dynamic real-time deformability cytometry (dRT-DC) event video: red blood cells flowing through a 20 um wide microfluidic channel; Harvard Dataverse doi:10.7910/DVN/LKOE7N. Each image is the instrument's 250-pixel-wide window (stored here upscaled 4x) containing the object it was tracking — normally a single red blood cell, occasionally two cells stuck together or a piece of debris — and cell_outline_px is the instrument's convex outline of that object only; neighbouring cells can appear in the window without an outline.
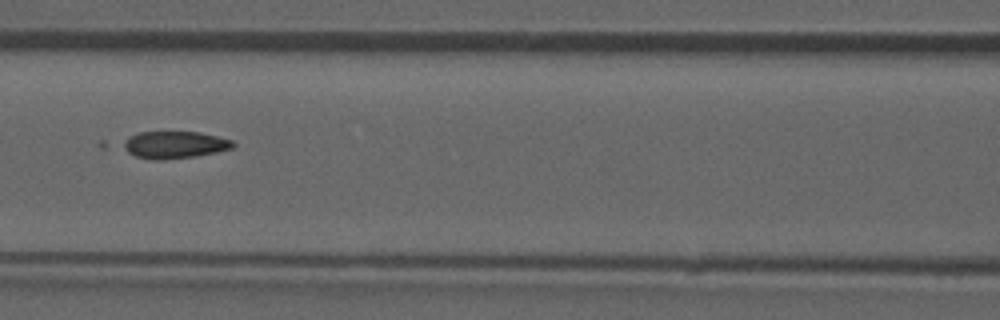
{"species": "common noctule bat (a hibernating species)", "species_latin": "Nyctalus noctula", "temperature_condition": "room temperature", "stored_images_in_passage": 9, "camera_frame_rate_fps": 3000, "um_per_image_px": 0.085, "animal": {"sex": "male", "forearm_length_mm": 52.5}, "frame": {"image": 1, "passage_image": 6, "time_ms": 7.0, "image_size_px": [1000, 320], "cell_outline_px": [[236, 144], [232, 148], [216, 152], [196, 156], [164, 160], [152, 160], [100, 148], [96, 144], [100, 140], [136, 132], [200, 132], [232, 140]], "centroid_in_image_um": [14.12, 12.3], "position_along_channel_um": 152.5, "area_um2": 20.23}}
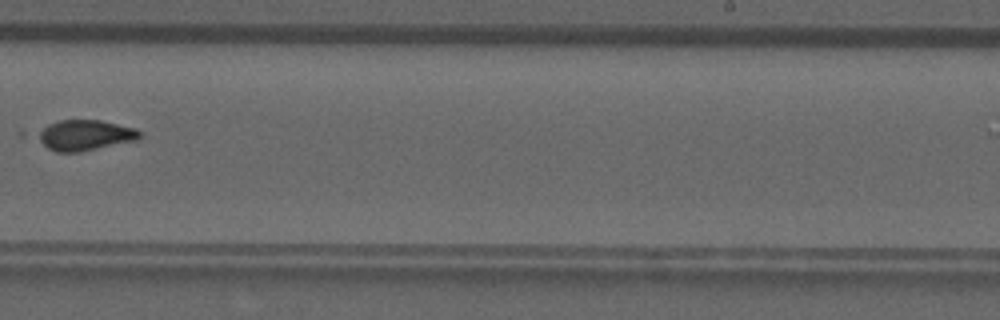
{"frame": {"image": 2, "passage_image": 9, "time_ms": 10.333, "image_size_px": [1000, 320], "cell_outline_px": [[140, 140], [76, 152], [56, 152], [48, 148], [32, 136], [36, 132], [48, 124], [56, 120], [100, 120], [136, 128], [140, 132]], "centroid_in_image_um": [7.17, 11.48], "position_along_channel_um": 281.8, "area_um2": 18.38}}